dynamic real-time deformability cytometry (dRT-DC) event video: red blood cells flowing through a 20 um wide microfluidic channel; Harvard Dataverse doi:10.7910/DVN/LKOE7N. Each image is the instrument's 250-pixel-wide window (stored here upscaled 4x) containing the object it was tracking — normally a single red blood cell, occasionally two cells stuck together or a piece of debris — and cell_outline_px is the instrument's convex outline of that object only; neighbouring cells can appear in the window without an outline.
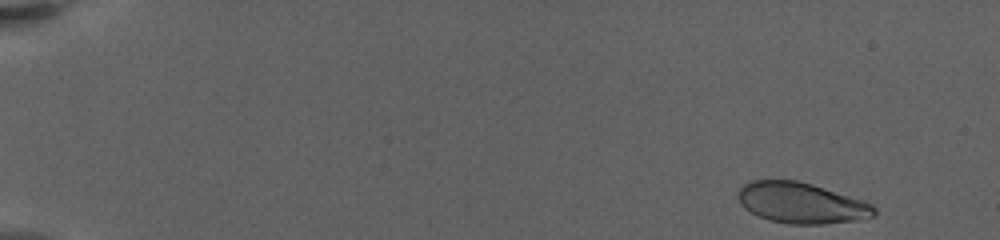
{"species": "human", "species_latin": "Homo sapiens", "temperature_condition": "warm", "stored_images_in_passage": 50, "camera_frame_rate_fps": 3000, "um_per_image_px": 0.085, "donor": {"sex": "female"}, "frame": {"image": 1, "passage_image": 2, "time_ms": 0.333, "image_size_px": [1000, 240], "cell_outline_px": [[876, 212], [872, 216], [856, 220], [824, 224], [788, 224], [768, 220], [756, 216], [744, 208], [740, 204], [736, 196], [736, 192], [744, 184], [752, 180], [796, 180], [812, 184], [864, 200], [872, 204], [876, 208]], "centroid_in_image_um": [68.07, 17.25], "position_along_channel_um": 16.9, "area_um2": 32.66}}
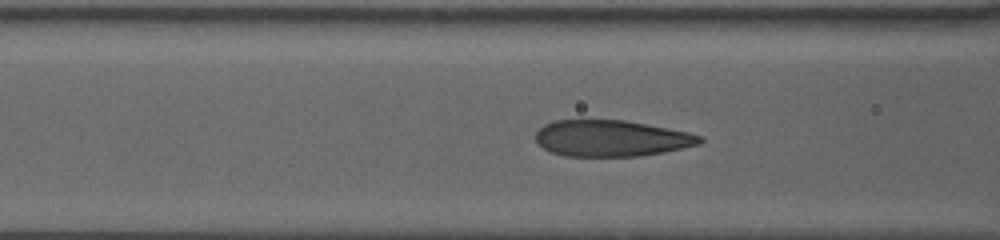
{"frame": {"image": 2, "passage_image": 28, "time_ms": 8.0, "image_size_px": [1000, 240], "cell_outline_px": [[704, 140], [700, 144], [664, 152], [640, 156], [564, 156], [552, 152], [544, 148], [536, 140], [536, 132], [544, 124], [556, 120], [624, 120], [688, 132], [700, 136]], "centroid_in_image_um": [51.96, 11.76], "position_along_channel_um": 114.6, "area_um2": 34.51}}
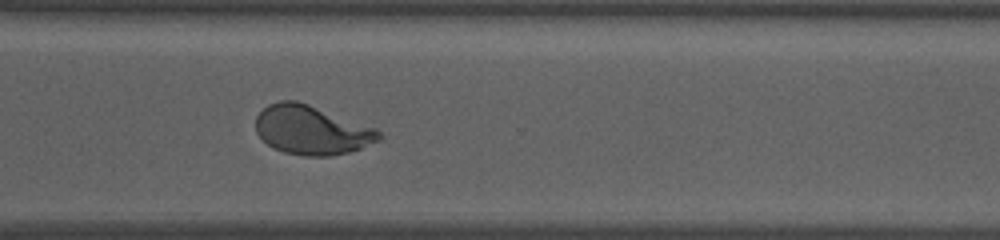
{"frame": {"image": 3, "passage_image": 49, "time_ms": 15.0, "image_size_px": [1000, 240], "cell_outline_px": [[384, 136], [380, 140], [360, 148], [348, 152], [328, 156], [304, 156], [284, 152], [268, 144], [256, 132], [256, 116], [268, 104], [280, 100], [296, 100], [308, 104], [376, 128]], "centroid_in_image_um": [26.49, 11.05], "position_along_channel_um": 344.1, "area_um2": 35.03}}